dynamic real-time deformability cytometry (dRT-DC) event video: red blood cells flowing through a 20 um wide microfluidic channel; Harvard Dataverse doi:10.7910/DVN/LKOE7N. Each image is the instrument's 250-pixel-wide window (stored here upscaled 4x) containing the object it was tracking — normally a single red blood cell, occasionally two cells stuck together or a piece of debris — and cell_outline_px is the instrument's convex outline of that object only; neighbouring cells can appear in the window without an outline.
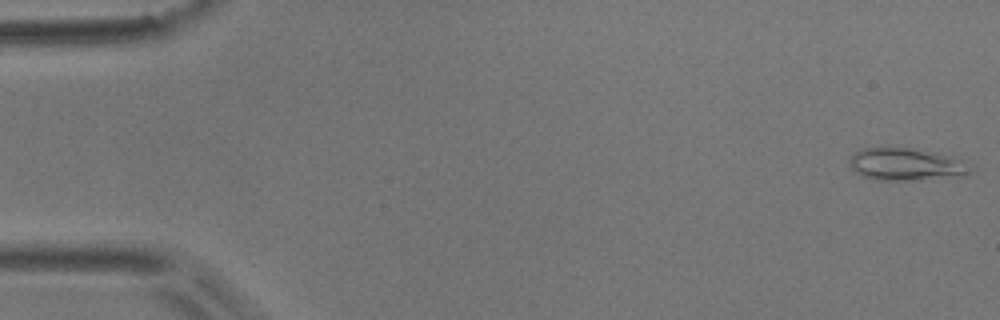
{"species": "common noctule bat (a hibernating species)", "species_latin": "Nyctalus noctula", "temperature_condition": "room temperature", "stored_images_in_passage": 5, "camera_frame_rate_fps": 3000, "um_per_image_px": 0.085, "animal": {"sex": "male", "body_mass_g": 17.9}, "frame": {"image": 1, "passage_image": 1, "time_ms": 0.0, "image_size_px": [1000, 320], "cell_outline_px": [[976, 168], [968, 176], [912, 180], [880, 180], [864, 176], [856, 172], [848, 164], [848, 160], [856, 152], [864, 148], [908, 148], [936, 152], [952, 156], [976, 164]], "centroid_in_image_um": [77.18, 13.98], "position_along_channel_um": 7.8, "area_um2": 23.29}}